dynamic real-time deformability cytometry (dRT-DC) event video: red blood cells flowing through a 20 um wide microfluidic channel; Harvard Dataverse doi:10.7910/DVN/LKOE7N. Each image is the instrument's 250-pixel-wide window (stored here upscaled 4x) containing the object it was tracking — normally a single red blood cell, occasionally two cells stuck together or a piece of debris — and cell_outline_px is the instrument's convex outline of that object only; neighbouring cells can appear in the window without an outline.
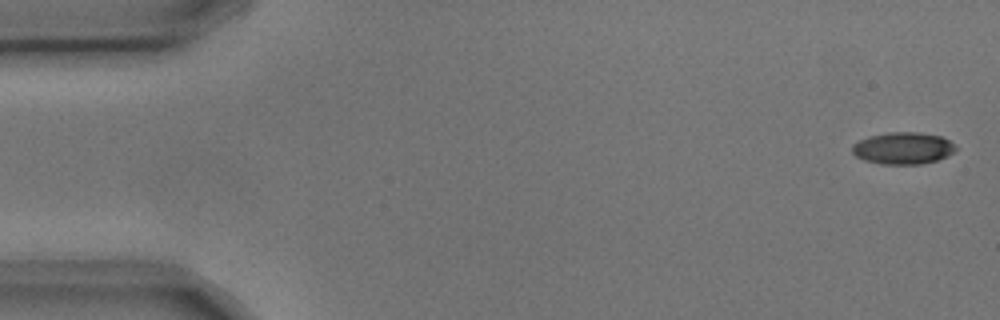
{"species": "common noctule bat (a hibernating species)", "species_latin": "Nyctalus noctula", "temperature_condition": "cold", "stored_images_in_passage": 5, "segment_of_instrument_passage": [1, 2], "camera_frame_rate_fps": 3000, "um_per_image_px": 0.085, "animal": {"sex": "male", "body_mass_g": 17.9, "forearm_length_mm": 54.2}, "frame": {"image": 1, "passage_image": 1, "time_ms": 0.0, "image_size_px": [1000, 320], "cell_outline_px": [[956, 148], [948, 156], [936, 160], [920, 164], [880, 164], [864, 160], [856, 156], [852, 152], [852, 144], [868, 136], [888, 132], [920, 132], [940, 136], [948, 140]], "centroid_in_image_um": [76.72, 12.59], "position_along_channel_um": 8.3, "area_um2": 19.19}}
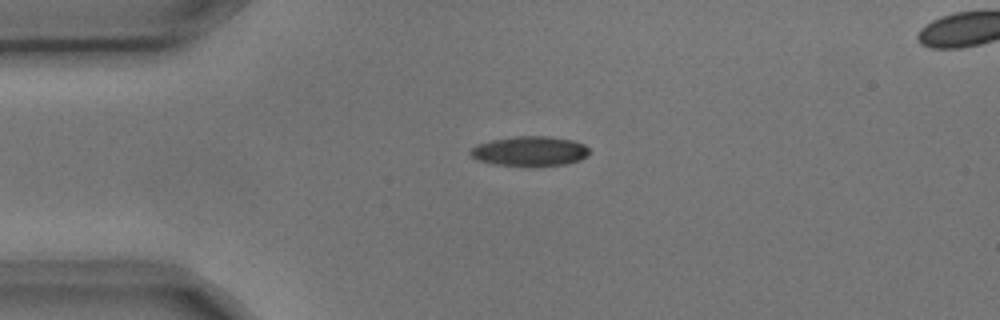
{"frame": {"image": 2, "passage_image": 4, "time_ms": 1.0, "image_size_px": [1000, 320], "cell_outline_px": [[592, 152], [588, 156], [580, 160], [564, 164], [492, 164], [476, 160], [468, 152], [476, 144], [492, 140], [516, 136], [548, 136], [572, 140], [584, 144]], "centroid_in_image_um": [45.04, 12.82], "position_along_channel_um": 40.0, "area_um2": 20.23}}